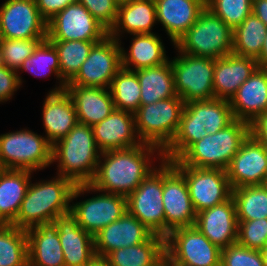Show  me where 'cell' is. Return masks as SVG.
<instances>
[{
	"instance_id": "6da1fadb",
	"label": "cell",
	"mask_w": 267,
	"mask_h": 266,
	"mask_svg": "<svg viewBox=\"0 0 267 266\" xmlns=\"http://www.w3.org/2000/svg\"><path fill=\"white\" fill-rule=\"evenodd\" d=\"M153 155H158L156 158L159 161L163 160L162 151L147 143L101 152L96 174L90 184L97 190L128 197L156 168L153 166Z\"/></svg>"
},
{
	"instance_id": "7a4b0ae2",
	"label": "cell",
	"mask_w": 267,
	"mask_h": 266,
	"mask_svg": "<svg viewBox=\"0 0 267 266\" xmlns=\"http://www.w3.org/2000/svg\"><path fill=\"white\" fill-rule=\"evenodd\" d=\"M75 185L71 179L61 175H56L51 180L30 182L17 217L11 225L27 230L53 222L58 216L69 213Z\"/></svg>"
},
{
	"instance_id": "3957f363",
	"label": "cell",
	"mask_w": 267,
	"mask_h": 266,
	"mask_svg": "<svg viewBox=\"0 0 267 266\" xmlns=\"http://www.w3.org/2000/svg\"><path fill=\"white\" fill-rule=\"evenodd\" d=\"M100 156L92 127L81 123L52 145V164L58 162L56 174L75 184L90 183L94 179Z\"/></svg>"
},
{
	"instance_id": "277c9868",
	"label": "cell",
	"mask_w": 267,
	"mask_h": 266,
	"mask_svg": "<svg viewBox=\"0 0 267 266\" xmlns=\"http://www.w3.org/2000/svg\"><path fill=\"white\" fill-rule=\"evenodd\" d=\"M249 135L250 124L235 119L224 129L193 143L177 160L171 162L174 166L226 170Z\"/></svg>"
},
{
	"instance_id": "5b68a950",
	"label": "cell",
	"mask_w": 267,
	"mask_h": 266,
	"mask_svg": "<svg viewBox=\"0 0 267 266\" xmlns=\"http://www.w3.org/2000/svg\"><path fill=\"white\" fill-rule=\"evenodd\" d=\"M174 46L182 53L218 59L233 52V30L205 7Z\"/></svg>"
},
{
	"instance_id": "8992f818",
	"label": "cell",
	"mask_w": 267,
	"mask_h": 266,
	"mask_svg": "<svg viewBox=\"0 0 267 266\" xmlns=\"http://www.w3.org/2000/svg\"><path fill=\"white\" fill-rule=\"evenodd\" d=\"M185 102L179 96L140 105L134 112L136 132L142 143L163 151L173 140L181 120Z\"/></svg>"
},
{
	"instance_id": "52a82bcc",
	"label": "cell",
	"mask_w": 267,
	"mask_h": 266,
	"mask_svg": "<svg viewBox=\"0 0 267 266\" xmlns=\"http://www.w3.org/2000/svg\"><path fill=\"white\" fill-rule=\"evenodd\" d=\"M52 164V144L31 130L0 135V169L36 172Z\"/></svg>"
},
{
	"instance_id": "ba28073f",
	"label": "cell",
	"mask_w": 267,
	"mask_h": 266,
	"mask_svg": "<svg viewBox=\"0 0 267 266\" xmlns=\"http://www.w3.org/2000/svg\"><path fill=\"white\" fill-rule=\"evenodd\" d=\"M90 191L99 192V195L72 203L70 213L76 218L78 225L94 237L127 211V197L97 190L90 183H86L75 185L71 202Z\"/></svg>"
},
{
	"instance_id": "9c48e42d",
	"label": "cell",
	"mask_w": 267,
	"mask_h": 266,
	"mask_svg": "<svg viewBox=\"0 0 267 266\" xmlns=\"http://www.w3.org/2000/svg\"><path fill=\"white\" fill-rule=\"evenodd\" d=\"M168 266H221V248L195 226L173 229L165 237Z\"/></svg>"
},
{
	"instance_id": "30bf717a",
	"label": "cell",
	"mask_w": 267,
	"mask_h": 266,
	"mask_svg": "<svg viewBox=\"0 0 267 266\" xmlns=\"http://www.w3.org/2000/svg\"><path fill=\"white\" fill-rule=\"evenodd\" d=\"M170 59L177 96L186 103L214 99V59L179 52Z\"/></svg>"
},
{
	"instance_id": "8fae6325",
	"label": "cell",
	"mask_w": 267,
	"mask_h": 266,
	"mask_svg": "<svg viewBox=\"0 0 267 266\" xmlns=\"http://www.w3.org/2000/svg\"><path fill=\"white\" fill-rule=\"evenodd\" d=\"M163 160L127 197V211L154 234L165 238V213L162 202Z\"/></svg>"
},
{
	"instance_id": "7c38bea8",
	"label": "cell",
	"mask_w": 267,
	"mask_h": 266,
	"mask_svg": "<svg viewBox=\"0 0 267 266\" xmlns=\"http://www.w3.org/2000/svg\"><path fill=\"white\" fill-rule=\"evenodd\" d=\"M121 43L110 35L95 43L77 74L66 85L109 88L122 68Z\"/></svg>"
},
{
	"instance_id": "4fadbf2b",
	"label": "cell",
	"mask_w": 267,
	"mask_h": 266,
	"mask_svg": "<svg viewBox=\"0 0 267 266\" xmlns=\"http://www.w3.org/2000/svg\"><path fill=\"white\" fill-rule=\"evenodd\" d=\"M109 31L77 0L47 21L49 41H101Z\"/></svg>"
},
{
	"instance_id": "5bb4252c",
	"label": "cell",
	"mask_w": 267,
	"mask_h": 266,
	"mask_svg": "<svg viewBox=\"0 0 267 266\" xmlns=\"http://www.w3.org/2000/svg\"><path fill=\"white\" fill-rule=\"evenodd\" d=\"M162 202L165 213V237L173 229L194 226V210L184 176L171 161L163 160Z\"/></svg>"
},
{
	"instance_id": "9a60e30c",
	"label": "cell",
	"mask_w": 267,
	"mask_h": 266,
	"mask_svg": "<svg viewBox=\"0 0 267 266\" xmlns=\"http://www.w3.org/2000/svg\"><path fill=\"white\" fill-rule=\"evenodd\" d=\"M185 178L196 213L227 201L232 196L226 170L174 166Z\"/></svg>"
},
{
	"instance_id": "2e32d148",
	"label": "cell",
	"mask_w": 267,
	"mask_h": 266,
	"mask_svg": "<svg viewBox=\"0 0 267 266\" xmlns=\"http://www.w3.org/2000/svg\"><path fill=\"white\" fill-rule=\"evenodd\" d=\"M0 25L5 39L47 38V21L35 0H6L0 6Z\"/></svg>"
},
{
	"instance_id": "e0dca14e",
	"label": "cell",
	"mask_w": 267,
	"mask_h": 266,
	"mask_svg": "<svg viewBox=\"0 0 267 266\" xmlns=\"http://www.w3.org/2000/svg\"><path fill=\"white\" fill-rule=\"evenodd\" d=\"M226 172L232 189L265 184L267 148L249 135L232 158Z\"/></svg>"
},
{
	"instance_id": "ac0fdd59",
	"label": "cell",
	"mask_w": 267,
	"mask_h": 266,
	"mask_svg": "<svg viewBox=\"0 0 267 266\" xmlns=\"http://www.w3.org/2000/svg\"><path fill=\"white\" fill-rule=\"evenodd\" d=\"M154 233L126 211L119 219L94 236L97 257L105 258L110 252L147 241Z\"/></svg>"
},
{
	"instance_id": "d6986e66",
	"label": "cell",
	"mask_w": 267,
	"mask_h": 266,
	"mask_svg": "<svg viewBox=\"0 0 267 266\" xmlns=\"http://www.w3.org/2000/svg\"><path fill=\"white\" fill-rule=\"evenodd\" d=\"M194 226L221 249L237 243L238 221L233 197L198 212Z\"/></svg>"
},
{
	"instance_id": "ffe728a7",
	"label": "cell",
	"mask_w": 267,
	"mask_h": 266,
	"mask_svg": "<svg viewBox=\"0 0 267 266\" xmlns=\"http://www.w3.org/2000/svg\"><path fill=\"white\" fill-rule=\"evenodd\" d=\"M94 139L101 152L125 149L142 144L134 113L116 109L93 127Z\"/></svg>"
},
{
	"instance_id": "44dd1931",
	"label": "cell",
	"mask_w": 267,
	"mask_h": 266,
	"mask_svg": "<svg viewBox=\"0 0 267 266\" xmlns=\"http://www.w3.org/2000/svg\"><path fill=\"white\" fill-rule=\"evenodd\" d=\"M53 222L58 228L65 266H87L97 257L94 237L78 225L70 212Z\"/></svg>"
},
{
	"instance_id": "7402d4cb",
	"label": "cell",
	"mask_w": 267,
	"mask_h": 266,
	"mask_svg": "<svg viewBox=\"0 0 267 266\" xmlns=\"http://www.w3.org/2000/svg\"><path fill=\"white\" fill-rule=\"evenodd\" d=\"M235 119L249 124L267 111V68L258 67L229 100Z\"/></svg>"
},
{
	"instance_id": "603a6c76",
	"label": "cell",
	"mask_w": 267,
	"mask_h": 266,
	"mask_svg": "<svg viewBox=\"0 0 267 266\" xmlns=\"http://www.w3.org/2000/svg\"><path fill=\"white\" fill-rule=\"evenodd\" d=\"M258 67L256 59L233 53L214 59V97L230 100Z\"/></svg>"
},
{
	"instance_id": "cb8c5ba5",
	"label": "cell",
	"mask_w": 267,
	"mask_h": 266,
	"mask_svg": "<svg viewBox=\"0 0 267 266\" xmlns=\"http://www.w3.org/2000/svg\"><path fill=\"white\" fill-rule=\"evenodd\" d=\"M157 23L174 45L196 22L206 0H155Z\"/></svg>"
},
{
	"instance_id": "d4e9b609",
	"label": "cell",
	"mask_w": 267,
	"mask_h": 266,
	"mask_svg": "<svg viewBox=\"0 0 267 266\" xmlns=\"http://www.w3.org/2000/svg\"><path fill=\"white\" fill-rule=\"evenodd\" d=\"M65 90L74 103L78 123L93 127L115 110L109 88L66 85Z\"/></svg>"
},
{
	"instance_id": "484cf974",
	"label": "cell",
	"mask_w": 267,
	"mask_h": 266,
	"mask_svg": "<svg viewBox=\"0 0 267 266\" xmlns=\"http://www.w3.org/2000/svg\"><path fill=\"white\" fill-rule=\"evenodd\" d=\"M43 126L46 139L53 145L78 123L74 103L66 90L49 92L43 103Z\"/></svg>"
},
{
	"instance_id": "4316f807",
	"label": "cell",
	"mask_w": 267,
	"mask_h": 266,
	"mask_svg": "<svg viewBox=\"0 0 267 266\" xmlns=\"http://www.w3.org/2000/svg\"><path fill=\"white\" fill-rule=\"evenodd\" d=\"M28 266H65L58 228L54 222L26 230Z\"/></svg>"
},
{
	"instance_id": "83f0119b",
	"label": "cell",
	"mask_w": 267,
	"mask_h": 266,
	"mask_svg": "<svg viewBox=\"0 0 267 266\" xmlns=\"http://www.w3.org/2000/svg\"><path fill=\"white\" fill-rule=\"evenodd\" d=\"M155 23L157 25L155 0H132L118 6L116 22L109 35L121 42L120 34L125 32L130 35L154 33L151 30Z\"/></svg>"
},
{
	"instance_id": "f1b7e54d",
	"label": "cell",
	"mask_w": 267,
	"mask_h": 266,
	"mask_svg": "<svg viewBox=\"0 0 267 266\" xmlns=\"http://www.w3.org/2000/svg\"><path fill=\"white\" fill-rule=\"evenodd\" d=\"M132 37L129 52L121 45L123 68L136 71L159 66L169 60L164 44L156 33L132 34Z\"/></svg>"
},
{
	"instance_id": "f546056e",
	"label": "cell",
	"mask_w": 267,
	"mask_h": 266,
	"mask_svg": "<svg viewBox=\"0 0 267 266\" xmlns=\"http://www.w3.org/2000/svg\"><path fill=\"white\" fill-rule=\"evenodd\" d=\"M33 172L0 169V224L11 225L18 214Z\"/></svg>"
},
{
	"instance_id": "4dcf8cb0",
	"label": "cell",
	"mask_w": 267,
	"mask_h": 266,
	"mask_svg": "<svg viewBox=\"0 0 267 266\" xmlns=\"http://www.w3.org/2000/svg\"><path fill=\"white\" fill-rule=\"evenodd\" d=\"M110 266H163L166 263L165 238L153 234L147 241L110 252Z\"/></svg>"
},
{
	"instance_id": "1f68e13d",
	"label": "cell",
	"mask_w": 267,
	"mask_h": 266,
	"mask_svg": "<svg viewBox=\"0 0 267 266\" xmlns=\"http://www.w3.org/2000/svg\"><path fill=\"white\" fill-rule=\"evenodd\" d=\"M141 89V105L176 97L171 61L135 71Z\"/></svg>"
},
{
	"instance_id": "d6a6232c",
	"label": "cell",
	"mask_w": 267,
	"mask_h": 266,
	"mask_svg": "<svg viewBox=\"0 0 267 266\" xmlns=\"http://www.w3.org/2000/svg\"><path fill=\"white\" fill-rule=\"evenodd\" d=\"M181 116H193V121L205 126L208 134L224 129L235 120L229 100L219 98L186 103Z\"/></svg>"
},
{
	"instance_id": "836d02e7",
	"label": "cell",
	"mask_w": 267,
	"mask_h": 266,
	"mask_svg": "<svg viewBox=\"0 0 267 266\" xmlns=\"http://www.w3.org/2000/svg\"><path fill=\"white\" fill-rule=\"evenodd\" d=\"M267 26L253 13L233 30V54L256 59L262 50Z\"/></svg>"
},
{
	"instance_id": "e575fe53",
	"label": "cell",
	"mask_w": 267,
	"mask_h": 266,
	"mask_svg": "<svg viewBox=\"0 0 267 266\" xmlns=\"http://www.w3.org/2000/svg\"><path fill=\"white\" fill-rule=\"evenodd\" d=\"M237 221L267 218V186L254 185L232 189Z\"/></svg>"
},
{
	"instance_id": "d590c367",
	"label": "cell",
	"mask_w": 267,
	"mask_h": 266,
	"mask_svg": "<svg viewBox=\"0 0 267 266\" xmlns=\"http://www.w3.org/2000/svg\"><path fill=\"white\" fill-rule=\"evenodd\" d=\"M0 266H28L26 230L0 224Z\"/></svg>"
},
{
	"instance_id": "8d00e7d4",
	"label": "cell",
	"mask_w": 267,
	"mask_h": 266,
	"mask_svg": "<svg viewBox=\"0 0 267 266\" xmlns=\"http://www.w3.org/2000/svg\"><path fill=\"white\" fill-rule=\"evenodd\" d=\"M59 57L53 44L46 38L41 41L35 48L33 54L24 61V63L17 70L28 71L34 76H43L53 73L57 80H60L59 86L51 89L49 92H60L65 90L66 83L59 75Z\"/></svg>"
},
{
	"instance_id": "74e56055",
	"label": "cell",
	"mask_w": 267,
	"mask_h": 266,
	"mask_svg": "<svg viewBox=\"0 0 267 266\" xmlns=\"http://www.w3.org/2000/svg\"><path fill=\"white\" fill-rule=\"evenodd\" d=\"M59 57V75L67 84L87 59L93 45L99 41H50Z\"/></svg>"
},
{
	"instance_id": "f35d334b",
	"label": "cell",
	"mask_w": 267,
	"mask_h": 266,
	"mask_svg": "<svg viewBox=\"0 0 267 266\" xmlns=\"http://www.w3.org/2000/svg\"><path fill=\"white\" fill-rule=\"evenodd\" d=\"M109 91L116 109L134 113L141 105V89L135 71L122 67L111 81Z\"/></svg>"
},
{
	"instance_id": "ab89813d",
	"label": "cell",
	"mask_w": 267,
	"mask_h": 266,
	"mask_svg": "<svg viewBox=\"0 0 267 266\" xmlns=\"http://www.w3.org/2000/svg\"><path fill=\"white\" fill-rule=\"evenodd\" d=\"M204 127L200 122L193 121V116H181L173 140L162 151L163 160H177L193 143L208 135Z\"/></svg>"
},
{
	"instance_id": "60d3db41",
	"label": "cell",
	"mask_w": 267,
	"mask_h": 266,
	"mask_svg": "<svg viewBox=\"0 0 267 266\" xmlns=\"http://www.w3.org/2000/svg\"><path fill=\"white\" fill-rule=\"evenodd\" d=\"M46 38L5 39L0 41V63L7 68L18 70L34 52L38 44Z\"/></svg>"
},
{
	"instance_id": "b9f144b4",
	"label": "cell",
	"mask_w": 267,
	"mask_h": 266,
	"mask_svg": "<svg viewBox=\"0 0 267 266\" xmlns=\"http://www.w3.org/2000/svg\"><path fill=\"white\" fill-rule=\"evenodd\" d=\"M253 0H206V7L232 30L252 13Z\"/></svg>"
},
{
	"instance_id": "7bdbcfd3",
	"label": "cell",
	"mask_w": 267,
	"mask_h": 266,
	"mask_svg": "<svg viewBox=\"0 0 267 266\" xmlns=\"http://www.w3.org/2000/svg\"><path fill=\"white\" fill-rule=\"evenodd\" d=\"M237 243L263 250L267 246V218L238 222Z\"/></svg>"
},
{
	"instance_id": "ee69618b",
	"label": "cell",
	"mask_w": 267,
	"mask_h": 266,
	"mask_svg": "<svg viewBox=\"0 0 267 266\" xmlns=\"http://www.w3.org/2000/svg\"><path fill=\"white\" fill-rule=\"evenodd\" d=\"M221 266H264L261 251L234 243L221 249Z\"/></svg>"
},
{
	"instance_id": "f6af8a7d",
	"label": "cell",
	"mask_w": 267,
	"mask_h": 266,
	"mask_svg": "<svg viewBox=\"0 0 267 266\" xmlns=\"http://www.w3.org/2000/svg\"><path fill=\"white\" fill-rule=\"evenodd\" d=\"M108 31L115 25L118 6L115 0H77Z\"/></svg>"
},
{
	"instance_id": "bcb514c9",
	"label": "cell",
	"mask_w": 267,
	"mask_h": 266,
	"mask_svg": "<svg viewBox=\"0 0 267 266\" xmlns=\"http://www.w3.org/2000/svg\"><path fill=\"white\" fill-rule=\"evenodd\" d=\"M18 73L0 63V103L9 101L22 85V77Z\"/></svg>"
},
{
	"instance_id": "7dc6e473",
	"label": "cell",
	"mask_w": 267,
	"mask_h": 266,
	"mask_svg": "<svg viewBox=\"0 0 267 266\" xmlns=\"http://www.w3.org/2000/svg\"><path fill=\"white\" fill-rule=\"evenodd\" d=\"M75 1L76 0H35L41 16L46 21L50 20L55 14Z\"/></svg>"
},
{
	"instance_id": "c3c4849f",
	"label": "cell",
	"mask_w": 267,
	"mask_h": 266,
	"mask_svg": "<svg viewBox=\"0 0 267 266\" xmlns=\"http://www.w3.org/2000/svg\"><path fill=\"white\" fill-rule=\"evenodd\" d=\"M250 135L267 148V111L250 123Z\"/></svg>"
},
{
	"instance_id": "681fc988",
	"label": "cell",
	"mask_w": 267,
	"mask_h": 266,
	"mask_svg": "<svg viewBox=\"0 0 267 266\" xmlns=\"http://www.w3.org/2000/svg\"><path fill=\"white\" fill-rule=\"evenodd\" d=\"M252 13L267 26V0H253Z\"/></svg>"
},
{
	"instance_id": "f907efd6",
	"label": "cell",
	"mask_w": 267,
	"mask_h": 266,
	"mask_svg": "<svg viewBox=\"0 0 267 266\" xmlns=\"http://www.w3.org/2000/svg\"><path fill=\"white\" fill-rule=\"evenodd\" d=\"M259 67H266L267 66V33L264 39V44L260 55L256 58Z\"/></svg>"
},
{
	"instance_id": "816d5d0a",
	"label": "cell",
	"mask_w": 267,
	"mask_h": 266,
	"mask_svg": "<svg viewBox=\"0 0 267 266\" xmlns=\"http://www.w3.org/2000/svg\"><path fill=\"white\" fill-rule=\"evenodd\" d=\"M87 266H110L109 262L102 257H96L91 263Z\"/></svg>"
},
{
	"instance_id": "f5cc1de1",
	"label": "cell",
	"mask_w": 267,
	"mask_h": 266,
	"mask_svg": "<svg viewBox=\"0 0 267 266\" xmlns=\"http://www.w3.org/2000/svg\"><path fill=\"white\" fill-rule=\"evenodd\" d=\"M264 266H267V246L261 250Z\"/></svg>"
},
{
	"instance_id": "db71d44e",
	"label": "cell",
	"mask_w": 267,
	"mask_h": 266,
	"mask_svg": "<svg viewBox=\"0 0 267 266\" xmlns=\"http://www.w3.org/2000/svg\"><path fill=\"white\" fill-rule=\"evenodd\" d=\"M115 1L120 5V4H123V3L130 2L132 0H115Z\"/></svg>"
},
{
	"instance_id": "11a10c76",
	"label": "cell",
	"mask_w": 267,
	"mask_h": 266,
	"mask_svg": "<svg viewBox=\"0 0 267 266\" xmlns=\"http://www.w3.org/2000/svg\"><path fill=\"white\" fill-rule=\"evenodd\" d=\"M3 39L2 31H1V25H0V41Z\"/></svg>"
}]
</instances>
